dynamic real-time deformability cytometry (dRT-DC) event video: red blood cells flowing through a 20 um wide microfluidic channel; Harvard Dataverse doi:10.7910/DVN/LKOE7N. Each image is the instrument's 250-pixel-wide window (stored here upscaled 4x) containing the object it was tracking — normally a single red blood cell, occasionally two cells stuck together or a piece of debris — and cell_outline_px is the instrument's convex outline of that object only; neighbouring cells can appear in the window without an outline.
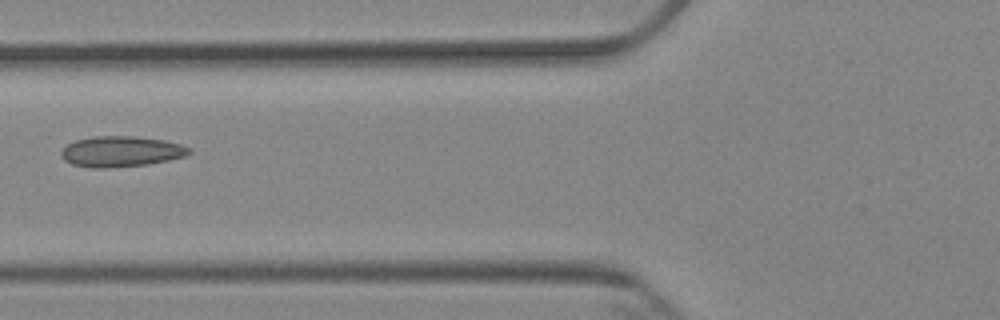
{"species": "Egyptian fruit bat (a non-hibernating species)", "species_latin": "Rousettus aegyptiacus", "temperature_condition": "cold", "stored_images_in_passage": 7, "camera_frame_rate_fps": 3000, "um_per_image_px": 0.085, "animal": {"sex": "female"}, "frame": {"image": 1, "passage_image": 6, "time_ms": 6.667, "image_size_px": [1000, 320], "cell_outline_px": [[192, 152], [184, 156], [168, 160], [148, 164], [108, 168], [88, 168], [72, 164], [64, 160], [60, 156], [60, 152], [68, 144], [76, 140], [92, 136], [136, 136], [164, 140], [180, 144], [192, 148]], "centroid_in_image_um": [10.28, 12.88], "position_along_channel_um": 115.5, "area_um2": 23.0}}
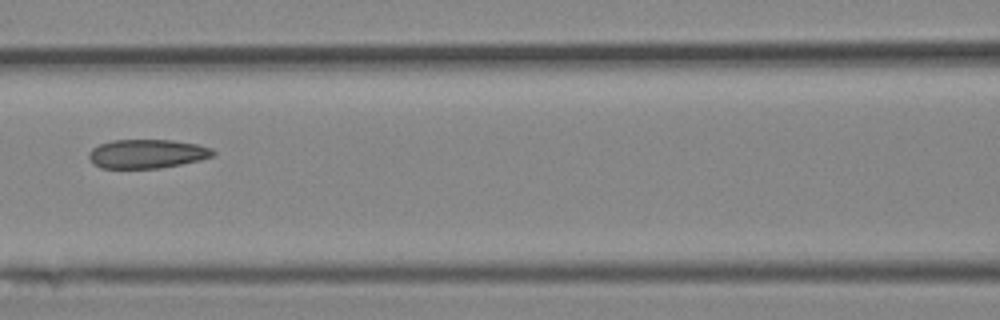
{"frame": {"image": 2, "passage_image": 7, "time_ms": 7.667, "image_size_px": [1000, 320], "cell_outline_px": [[216, 156], [200, 160], [160, 168], [100, 168], [92, 164], [88, 156], [88, 152], [92, 148], [100, 144], [112, 140], [172, 140], [196, 144], [212, 148], [216, 152]], "centroid_in_image_um": [12.49, 13.07], "position_along_channel_um": 154.1, "area_um2": 21.1}}